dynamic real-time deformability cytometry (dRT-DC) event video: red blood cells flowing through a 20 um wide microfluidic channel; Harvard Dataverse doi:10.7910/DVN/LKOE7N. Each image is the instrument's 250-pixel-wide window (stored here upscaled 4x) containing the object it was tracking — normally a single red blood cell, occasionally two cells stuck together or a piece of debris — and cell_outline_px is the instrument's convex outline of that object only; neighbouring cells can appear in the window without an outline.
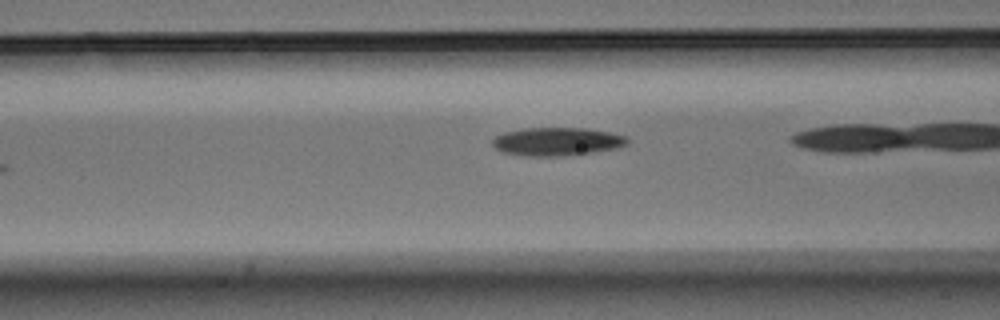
{"species": "Egyptian fruit bat (a non-hibernating species)", "species_latin": "Rousettus aegyptiacus", "temperature_condition": "warm", "stored_images_in_passage": 17, "camera_frame_rate_fps": 3000, "um_per_image_px": 0.085, "animal": {"sex": "male"}, "frame": {"image": 1, "passage_image": 5, "time_ms": 1.333, "image_size_px": [1000, 320], "cell_outline_px": [[628, 144], [616, 148], [588, 152], [556, 156], [528, 156], [504, 152], [496, 148], [492, 144], [492, 140], [496, 136], [504, 132], [520, 128], [588, 128], [628, 136]], "centroid_in_image_um": [47.33, 12.01], "position_along_channel_um": 119.3, "area_um2": 21.96}}
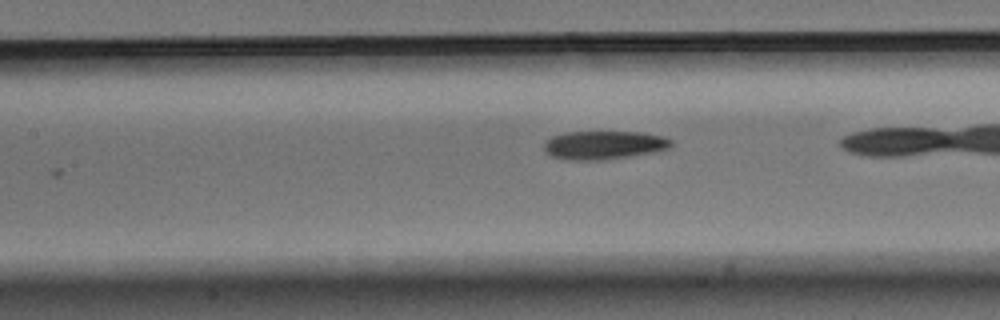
{"frame": {"image": 2, "passage_image": 8, "time_ms": 2.333, "image_size_px": [1000, 320], "cell_outline_px": [[676, 144], [672, 148], [660, 152], [604, 160], [568, 160], [552, 156], [544, 148], [544, 140], [552, 136], [568, 132], [640, 132], [664, 136], [672, 140]], "centroid_in_image_um": [51.43, 12.34], "position_along_channel_um": 156.0, "area_um2": 21.56}}